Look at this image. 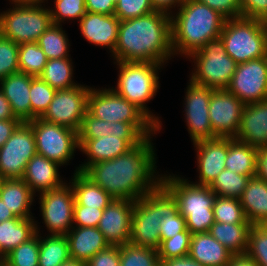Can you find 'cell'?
I'll return each mask as SVG.
<instances>
[{"instance_id":"6da1fadb","label":"cell","mask_w":267,"mask_h":266,"mask_svg":"<svg viewBox=\"0 0 267 266\" xmlns=\"http://www.w3.org/2000/svg\"><path fill=\"white\" fill-rule=\"evenodd\" d=\"M156 160L150 136L127 153L94 163L83 173L113 199L137 201L161 183Z\"/></svg>"},{"instance_id":"7a4b0ae2","label":"cell","mask_w":267,"mask_h":266,"mask_svg":"<svg viewBox=\"0 0 267 266\" xmlns=\"http://www.w3.org/2000/svg\"><path fill=\"white\" fill-rule=\"evenodd\" d=\"M114 62H153L161 65L174 58L171 15L155 10L144 16L120 21Z\"/></svg>"},{"instance_id":"3957f363","label":"cell","mask_w":267,"mask_h":266,"mask_svg":"<svg viewBox=\"0 0 267 266\" xmlns=\"http://www.w3.org/2000/svg\"><path fill=\"white\" fill-rule=\"evenodd\" d=\"M177 9L170 14L174 55L187 59L206 43L220 37L226 18L218 11L197 0H184Z\"/></svg>"},{"instance_id":"277c9868","label":"cell","mask_w":267,"mask_h":266,"mask_svg":"<svg viewBox=\"0 0 267 266\" xmlns=\"http://www.w3.org/2000/svg\"><path fill=\"white\" fill-rule=\"evenodd\" d=\"M178 213L174 196L160 183L135 201L129 243L158 249L161 244V219Z\"/></svg>"},{"instance_id":"5b68a950","label":"cell","mask_w":267,"mask_h":266,"mask_svg":"<svg viewBox=\"0 0 267 266\" xmlns=\"http://www.w3.org/2000/svg\"><path fill=\"white\" fill-rule=\"evenodd\" d=\"M161 184L174 196L178 212L185 218L191 234L207 233L215 222L216 194L209 186L197 185L178 175H161Z\"/></svg>"},{"instance_id":"8992f818","label":"cell","mask_w":267,"mask_h":266,"mask_svg":"<svg viewBox=\"0 0 267 266\" xmlns=\"http://www.w3.org/2000/svg\"><path fill=\"white\" fill-rule=\"evenodd\" d=\"M115 63L119 73L117 85L112 89L141 109L161 130L162 123L159 117L155 116L146 105L160 89L158 71L164 66L153 62Z\"/></svg>"},{"instance_id":"52a82bcc","label":"cell","mask_w":267,"mask_h":266,"mask_svg":"<svg viewBox=\"0 0 267 266\" xmlns=\"http://www.w3.org/2000/svg\"><path fill=\"white\" fill-rule=\"evenodd\" d=\"M220 37L237 64L266 56L267 22L244 17L226 19Z\"/></svg>"},{"instance_id":"ba28073f","label":"cell","mask_w":267,"mask_h":266,"mask_svg":"<svg viewBox=\"0 0 267 266\" xmlns=\"http://www.w3.org/2000/svg\"><path fill=\"white\" fill-rule=\"evenodd\" d=\"M87 110L96 118L110 122L134 124L146 137L155 136L161 130L135 104L116 93L112 88H93L88 94Z\"/></svg>"},{"instance_id":"9c48e42d","label":"cell","mask_w":267,"mask_h":266,"mask_svg":"<svg viewBox=\"0 0 267 266\" xmlns=\"http://www.w3.org/2000/svg\"><path fill=\"white\" fill-rule=\"evenodd\" d=\"M189 58L193 59L195 66L189 79L197 85L215 90L228 87L237 66L227 54L221 37L209 41Z\"/></svg>"},{"instance_id":"30bf717a","label":"cell","mask_w":267,"mask_h":266,"mask_svg":"<svg viewBox=\"0 0 267 266\" xmlns=\"http://www.w3.org/2000/svg\"><path fill=\"white\" fill-rule=\"evenodd\" d=\"M0 12V34L17 44L37 42L52 24L45 5L14 6Z\"/></svg>"},{"instance_id":"8fae6325","label":"cell","mask_w":267,"mask_h":266,"mask_svg":"<svg viewBox=\"0 0 267 266\" xmlns=\"http://www.w3.org/2000/svg\"><path fill=\"white\" fill-rule=\"evenodd\" d=\"M35 135L37 154L58 163L67 165L79 150L78 132L47 122L42 118L27 121Z\"/></svg>"},{"instance_id":"7c38bea8","label":"cell","mask_w":267,"mask_h":266,"mask_svg":"<svg viewBox=\"0 0 267 266\" xmlns=\"http://www.w3.org/2000/svg\"><path fill=\"white\" fill-rule=\"evenodd\" d=\"M36 154L32 127L27 122H22L0 147V177L22 179L28 161Z\"/></svg>"},{"instance_id":"4fadbf2b","label":"cell","mask_w":267,"mask_h":266,"mask_svg":"<svg viewBox=\"0 0 267 266\" xmlns=\"http://www.w3.org/2000/svg\"><path fill=\"white\" fill-rule=\"evenodd\" d=\"M91 87L77 85L70 89L56 90L43 120L79 131L88 108Z\"/></svg>"},{"instance_id":"5bb4252c","label":"cell","mask_w":267,"mask_h":266,"mask_svg":"<svg viewBox=\"0 0 267 266\" xmlns=\"http://www.w3.org/2000/svg\"><path fill=\"white\" fill-rule=\"evenodd\" d=\"M69 184V185H68ZM39 197L40 212L49 235H66L73 228L75 203L71 183L42 192Z\"/></svg>"},{"instance_id":"9a60e30c","label":"cell","mask_w":267,"mask_h":266,"mask_svg":"<svg viewBox=\"0 0 267 266\" xmlns=\"http://www.w3.org/2000/svg\"><path fill=\"white\" fill-rule=\"evenodd\" d=\"M226 90L237 96L244 104L266 100L267 57L237 64Z\"/></svg>"},{"instance_id":"2e32d148","label":"cell","mask_w":267,"mask_h":266,"mask_svg":"<svg viewBox=\"0 0 267 266\" xmlns=\"http://www.w3.org/2000/svg\"><path fill=\"white\" fill-rule=\"evenodd\" d=\"M185 92L184 110L187 131L193 143L200 140L215 139L209 118V103L215 89L197 85L189 79Z\"/></svg>"},{"instance_id":"e0dca14e","label":"cell","mask_w":267,"mask_h":266,"mask_svg":"<svg viewBox=\"0 0 267 266\" xmlns=\"http://www.w3.org/2000/svg\"><path fill=\"white\" fill-rule=\"evenodd\" d=\"M245 104L226 89L214 90L209 103V118L217 137L234 138L238 132Z\"/></svg>"},{"instance_id":"ac0fdd59","label":"cell","mask_w":267,"mask_h":266,"mask_svg":"<svg viewBox=\"0 0 267 266\" xmlns=\"http://www.w3.org/2000/svg\"><path fill=\"white\" fill-rule=\"evenodd\" d=\"M135 201L113 199L104 209L98 229L110 245L128 244Z\"/></svg>"},{"instance_id":"d6986e66","label":"cell","mask_w":267,"mask_h":266,"mask_svg":"<svg viewBox=\"0 0 267 266\" xmlns=\"http://www.w3.org/2000/svg\"><path fill=\"white\" fill-rule=\"evenodd\" d=\"M196 148L198 181L197 185L210 186L216 177L226 169L227 137L200 140L193 143Z\"/></svg>"},{"instance_id":"ffe728a7","label":"cell","mask_w":267,"mask_h":266,"mask_svg":"<svg viewBox=\"0 0 267 266\" xmlns=\"http://www.w3.org/2000/svg\"><path fill=\"white\" fill-rule=\"evenodd\" d=\"M120 20L113 15L86 12L79 20L82 36L90 44L105 47L112 54L115 50Z\"/></svg>"},{"instance_id":"44dd1931","label":"cell","mask_w":267,"mask_h":266,"mask_svg":"<svg viewBox=\"0 0 267 266\" xmlns=\"http://www.w3.org/2000/svg\"><path fill=\"white\" fill-rule=\"evenodd\" d=\"M234 139L257 149L267 148V99L245 104Z\"/></svg>"},{"instance_id":"7402d4cb","label":"cell","mask_w":267,"mask_h":266,"mask_svg":"<svg viewBox=\"0 0 267 266\" xmlns=\"http://www.w3.org/2000/svg\"><path fill=\"white\" fill-rule=\"evenodd\" d=\"M79 150L87 159L79 164L75 172H84L90 165L101 161L112 160L119 155L127 153L133 148L125 139L114 135H107L97 139H78Z\"/></svg>"},{"instance_id":"603a6c76","label":"cell","mask_w":267,"mask_h":266,"mask_svg":"<svg viewBox=\"0 0 267 266\" xmlns=\"http://www.w3.org/2000/svg\"><path fill=\"white\" fill-rule=\"evenodd\" d=\"M59 167L58 163L36 154L28 161L22 180L34 194L50 191L65 183L61 179Z\"/></svg>"},{"instance_id":"cb8c5ba5","label":"cell","mask_w":267,"mask_h":266,"mask_svg":"<svg viewBox=\"0 0 267 266\" xmlns=\"http://www.w3.org/2000/svg\"><path fill=\"white\" fill-rule=\"evenodd\" d=\"M33 76L17 72L0 81V89L9 101L11 111L22 122L31 120L30 86Z\"/></svg>"},{"instance_id":"d4e9b609","label":"cell","mask_w":267,"mask_h":266,"mask_svg":"<svg viewBox=\"0 0 267 266\" xmlns=\"http://www.w3.org/2000/svg\"><path fill=\"white\" fill-rule=\"evenodd\" d=\"M65 236L71 259L84 263L110 245L98 227L73 226Z\"/></svg>"},{"instance_id":"484cf974","label":"cell","mask_w":267,"mask_h":266,"mask_svg":"<svg viewBox=\"0 0 267 266\" xmlns=\"http://www.w3.org/2000/svg\"><path fill=\"white\" fill-rule=\"evenodd\" d=\"M209 232L192 234L189 256L203 266H227L232 257Z\"/></svg>"},{"instance_id":"4316f807","label":"cell","mask_w":267,"mask_h":266,"mask_svg":"<svg viewBox=\"0 0 267 266\" xmlns=\"http://www.w3.org/2000/svg\"><path fill=\"white\" fill-rule=\"evenodd\" d=\"M247 220L252 225H267V181L251 177L240 198Z\"/></svg>"},{"instance_id":"83f0119b","label":"cell","mask_w":267,"mask_h":266,"mask_svg":"<svg viewBox=\"0 0 267 266\" xmlns=\"http://www.w3.org/2000/svg\"><path fill=\"white\" fill-rule=\"evenodd\" d=\"M34 196L22 179H3L0 186V198L15 217L32 218L31 205Z\"/></svg>"},{"instance_id":"f1b7e54d","label":"cell","mask_w":267,"mask_h":266,"mask_svg":"<svg viewBox=\"0 0 267 266\" xmlns=\"http://www.w3.org/2000/svg\"><path fill=\"white\" fill-rule=\"evenodd\" d=\"M15 217L0 223V261L14 248L36 234V221Z\"/></svg>"},{"instance_id":"f546056e","label":"cell","mask_w":267,"mask_h":266,"mask_svg":"<svg viewBox=\"0 0 267 266\" xmlns=\"http://www.w3.org/2000/svg\"><path fill=\"white\" fill-rule=\"evenodd\" d=\"M258 151L259 149L256 147L227 137L226 169L245 176L255 177Z\"/></svg>"},{"instance_id":"4dcf8cb0","label":"cell","mask_w":267,"mask_h":266,"mask_svg":"<svg viewBox=\"0 0 267 266\" xmlns=\"http://www.w3.org/2000/svg\"><path fill=\"white\" fill-rule=\"evenodd\" d=\"M75 203L88 208L105 209L113 198L83 172H74L70 180Z\"/></svg>"},{"instance_id":"1f68e13d","label":"cell","mask_w":267,"mask_h":266,"mask_svg":"<svg viewBox=\"0 0 267 266\" xmlns=\"http://www.w3.org/2000/svg\"><path fill=\"white\" fill-rule=\"evenodd\" d=\"M251 226V223L226 224L215 221L208 232L233 255L244 254Z\"/></svg>"},{"instance_id":"d6a6232c","label":"cell","mask_w":267,"mask_h":266,"mask_svg":"<svg viewBox=\"0 0 267 266\" xmlns=\"http://www.w3.org/2000/svg\"><path fill=\"white\" fill-rule=\"evenodd\" d=\"M36 221V233L39 234L38 266H60L69 260L70 252L68 240L64 235L40 236V227Z\"/></svg>"},{"instance_id":"836d02e7","label":"cell","mask_w":267,"mask_h":266,"mask_svg":"<svg viewBox=\"0 0 267 266\" xmlns=\"http://www.w3.org/2000/svg\"><path fill=\"white\" fill-rule=\"evenodd\" d=\"M73 74L71 57H66L47 60L44 70L39 77L55 90H65L79 85L74 82Z\"/></svg>"},{"instance_id":"e575fe53","label":"cell","mask_w":267,"mask_h":266,"mask_svg":"<svg viewBox=\"0 0 267 266\" xmlns=\"http://www.w3.org/2000/svg\"><path fill=\"white\" fill-rule=\"evenodd\" d=\"M37 44L48 60L70 57V43L62 25L52 23L39 37Z\"/></svg>"},{"instance_id":"d590c367","label":"cell","mask_w":267,"mask_h":266,"mask_svg":"<svg viewBox=\"0 0 267 266\" xmlns=\"http://www.w3.org/2000/svg\"><path fill=\"white\" fill-rule=\"evenodd\" d=\"M250 178V176L225 169L209 187L218 196L240 199Z\"/></svg>"},{"instance_id":"8d00e7d4","label":"cell","mask_w":267,"mask_h":266,"mask_svg":"<svg viewBox=\"0 0 267 266\" xmlns=\"http://www.w3.org/2000/svg\"><path fill=\"white\" fill-rule=\"evenodd\" d=\"M18 60L20 72L39 77L48 59L37 42H29L19 44Z\"/></svg>"},{"instance_id":"74e56055","label":"cell","mask_w":267,"mask_h":266,"mask_svg":"<svg viewBox=\"0 0 267 266\" xmlns=\"http://www.w3.org/2000/svg\"><path fill=\"white\" fill-rule=\"evenodd\" d=\"M213 213L216 222L226 224L249 223L241 206L240 199L216 195Z\"/></svg>"},{"instance_id":"f35d334b","label":"cell","mask_w":267,"mask_h":266,"mask_svg":"<svg viewBox=\"0 0 267 266\" xmlns=\"http://www.w3.org/2000/svg\"><path fill=\"white\" fill-rule=\"evenodd\" d=\"M39 234L14 248L1 261L6 266H38Z\"/></svg>"},{"instance_id":"ab89813d","label":"cell","mask_w":267,"mask_h":266,"mask_svg":"<svg viewBox=\"0 0 267 266\" xmlns=\"http://www.w3.org/2000/svg\"><path fill=\"white\" fill-rule=\"evenodd\" d=\"M159 261L157 249L131 243L120 246V266H156Z\"/></svg>"},{"instance_id":"60d3db41","label":"cell","mask_w":267,"mask_h":266,"mask_svg":"<svg viewBox=\"0 0 267 266\" xmlns=\"http://www.w3.org/2000/svg\"><path fill=\"white\" fill-rule=\"evenodd\" d=\"M56 90L43 81L40 77H34L30 86L31 120L41 118L53 99Z\"/></svg>"},{"instance_id":"b9f144b4","label":"cell","mask_w":267,"mask_h":266,"mask_svg":"<svg viewBox=\"0 0 267 266\" xmlns=\"http://www.w3.org/2000/svg\"><path fill=\"white\" fill-rule=\"evenodd\" d=\"M54 8V9H53ZM49 8L53 24H64V21H79L86 14L85 0H54V7Z\"/></svg>"},{"instance_id":"7bdbcfd3","label":"cell","mask_w":267,"mask_h":266,"mask_svg":"<svg viewBox=\"0 0 267 266\" xmlns=\"http://www.w3.org/2000/svg\"><path fill=\"white\" fill-rule=\"evenodd\" d=\"M246 254L259 266H267V225H252Z\"/></svg>"},{"instance_id":"ee69618b","label":"cell","mask_w":267,"mask_h":266,"mask_svg":"<svg viewBox=\"0 0 267 266\" xmlns=\"http://www.w3.org/2000/svg\"><path fill=\"white\" fill-rule=\"evenodd\" d=\"M191 238V232H180L172 238L163 240L157 249L159 260L162 262L172 258L188 256Z\"/></svg>"},{"instance_id":"f6af8a7d","label":"cell","mask_w":267,"mask_h":266,"mask_svg":"<svg viewBox=\"0 0 267 266\" xmlns=\"http://www.w3.org/2000/svg\"><path fill=\"white\" fill-rule=\"evenodd\" d=\"M19 44L0 34V81L19 70Z\"/></svg>"},{"instance_id":"bcb514c9","label":"cell","mask_w":267,"mask_h":266,"mask_svg":"<svg viewBox=\"0 0 267 266\" xmlns=\"http://www.w3.org/2000/svg\"><path fill=\"white\" fill-rule=\"evenodd\" d=\"M155 10L151 0H117L114 15L120 21H124L147 15Z\"/></svg>"},{"instance_id":"7dc6e473","label":"cell","mask_w":267,"mask_h":266,"mask_svg":"<svg viewBox=\"0 0 267 266\" xmlns=\"http://www.w3.org/2000/svg\"><path fill=\"white\" fill-rule=\"evenodd\" d=\"M111 133L110 121L96 118L87 110L78 131V139H97L107 135L110 136Z\"/></svg>"},{"instance_id":"c3c4849f","label":"cell","mask_w":267,"mask_h":266,"mask_svg":"<svg viewBox=\"0 0 267 266\" xmlns=\"http://www.w3.org/2000/svg\"><path fill=\"white\" fill-rule=\"evenodd\" d=\"M104 209L88 208L74 203L73 226L98 227Z\"/></svg>"},{"instance_id":"681fc988","label":"cell","mask_w":267,"mask_h":266,"mask_svg":"<svg viewBox=\"0 0 267 266\" xmlns=\"http://www.w3.org/2000/svg\"><path fill=\"white\" fill-rule=\"evenodd\" d=\"M111 135L125 139L132 147L142 143L147 137L132 123L111 122Z\"/></svg>"},{"instance_id":"f907efd6","label":"cell","mask_w":267,"mask_h":266,"mask_svg":"<svg viewBox=\"0 0 267 266\" xmlns=\"http://www.w3.org/2000/svg\"><path fill=\"white\" fill-rule=\"evenodd\" d=\"M159 230L161 242L174 237L177 233L190 232L186 227L185 218L180 213L163 217L160 221Z\"/></svg>"},{"instance_id":"816d5d0a","label":"cell","mask_w":267,"mask_h":266,"mask_svg":"<svg viewBox=\"0 0 267 266\" xmlns=\"http://www.w3.org/2000/svg\"><path fill=\"white\" fill-rule=\"evenodd\" d=\"M86 266H120V246L109 245L97 252L86 262Z\"/></svg>"},{"instance_id":"f5cc1de1","label":"cell","mask_w":267,"mask_h":266,"mask_svg":"<svg viewBox=\"0 0 267 266\" xmlns=\"http://www.w3.org/2000/svg\"><path fill=\"white\" fill-rule=\"evenodd\" d=\"M241 17L267 22V0H239Z\"/></svg>"},{"instance_id":"db71d44e","label":"cell","mask_w":267,"mask_h":266,"mask_svg":"<svg viewBox=\"0 0 267 266\" xmlns=\"http://www.w3.org/2000/svg\"><path fill=\"white\" fill-rule=\"evenodd\" d=\"M218 11L226 19L241 17L239 0H197Z\"/></svg>"},{"instance_id":"11a10c76","label":"cell","mask_w":267,"mask_h":266,"mask_svg":"<svg viewBox=\"0 0 267 266\" xmlns=\"http://www.w3.org/2000/svg\"><path fill=\"white\" fill-rule=\"evenodd\" d=\"M115 5L113 0H85L86 11L90 13L113 15Z\"/></svg>"},{"instance_id":"9f6ffc18","label":"cell","mask_w":267,"mask_h":266,"mask_svg":"<svg viewBox=\"0 0 267 266\" xmlns=\"http://www.w3.org/2000/svg\"><path fill=\"white\" fill-rule=\"evenodd\" d=\"M21 123L20 119L0 120V147L4 145Z\"/></svg>"},{"instance_id":"6f0895ef","label":"cell","mask_w":267,"mask_h":266,"mask_svg":"<svg viewBox=\"0 0 267 266\" xmlns=\"http://www.w3.org/2000/svg\"><path fill=\"white\" fill-rule=\"evenodd\" d=\"M256 176L267 181V148H261L258 151Z\"/></svg>"},{"instance_id":"680465c9","label":"cell","mask_w":267,"mask_h":266,"mask_svg":"<svg viewBox=\"0 0 267 266\" xmlns=\"http://www.w3.org/2000/svg\"><path fill=\"white\" fill-rule=\"evenodd\" d=\"M184 0H151L156 10H162L171 14V10L178 8ZM176 6V7H175Z\"/></svg>"},{"instance_id":"91938a15","label":"cell","mask_w":267,"mask_h":266,"mask_svg":"<svg viewBox=\"0 0 267 266\" xmlns=\"http://www.w3.org/2000/svg\"><path fill=\"white\" fill-rule=\"evenodd\" d=\"M166 266H203L189 255L162 261Z\"/></svg>"},{"instance_id":"94428289","label":"cell","mask_w":267,"mask_h":266,"mask_svg":"<svg viewBox=\"0 0 267 266\" xmlns=\"http://www.w3.org/2000/svg\"><path fill=\"white\" fill-rule=\"evenodd\" d=\"M227 266H259L257 262L246 253L232 255Z\"/></svg>"},{"instance_id":"6125c7cd","label":"cell","mask_w":267,"mask_h":266,"mask_svg":"<svg viewBox=\"0 0 267 266\" xmlns=\"http://www.w3.org/2000/svg\"><path fill=\"white\" fill-rule=\"evenodd\" d=\"M19 119L11 111L10 103L0 89V120Z\"/></svg>"},{"instance_id":"be15d7a7","label":"cell","mask_w":267,"mask_h":266,"mask_svg":"<svg viewBox=\"0 0 267 266\" xmlns=\"http://www.w3.org/2000/svg\"><path fill=\"white\" fill-rule=\"evenodd\" d=\"M13 218H15L14 214L7 208L5 203L0 198V223Z\"/></svg>"},{"instance_id":"e7e4bbea","label":"cell","mask_w":267,"mask_h":266,"mask_svg":"<svg viewBox=\"0 0 267 266\" xmlns=\"http://www.w3.org/2000/svg\"><path fill=\"white\" fill-rule=\"evenodd\" d=\"M14 6H33V5H43L45 1L48 0H9Z\"/></svg>"},{"instance_id":"03108f58","label":"cell","mask_w":267,"mask_h":266,"mask_svg":"<svg viewBox=\"0 0 267 266\" xmlns=\"http://www.w3.org/2000/svg\"><path fill=\"white\" fill-rule=\"evenodd\" d=\"M60 266H86V263L70 258L69 260L63 262Z\"/></svg>"},{"instance_id":"003e7915","label":"cell","mask_w":267,"mask_h":266,"mask_svg":"<svg viewBox=\"0 0 267 266\" xmlns=\"http://www.w3.org/2000/svg\"><path fill=\"white\" fill-rule=\"evenodd\" d=\"M156 266H166L163 262L159 261Z\"/></svg>"},{"instance_id":"a7ac6f4b","label":"cell","mask_w":267,"mask_h":266,"mask_svg":"<svg viewBox=\"0 0 267 266\" xmlns=\"http://www.w3.org/2000/svg\"><path fill=\"white\" fill-rule=\"evenodd\" d=\"M0 266H6L2 261H0Z\"/></svg>"}]
</instances>
